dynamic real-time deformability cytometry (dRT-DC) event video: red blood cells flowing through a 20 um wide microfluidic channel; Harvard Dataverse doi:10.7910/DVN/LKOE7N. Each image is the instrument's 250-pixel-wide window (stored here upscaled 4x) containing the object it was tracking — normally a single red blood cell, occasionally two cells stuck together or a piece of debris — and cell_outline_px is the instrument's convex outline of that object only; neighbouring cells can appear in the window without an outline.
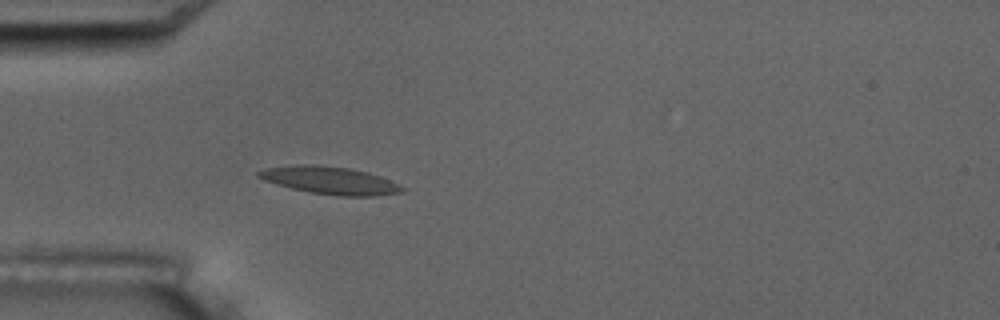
{"species": "common noctule bat (a hibernating species)", "species_latin": "Nyctalus noctula", "temperature_condition": "room temperature", "stored_images_in_passage": 5, "camera_frame_rate_fps": 3000, "um_per_image_px": 0.085, "animal": {"sex": "male", "body_mass_g": 17.5, "forearm_length_mm": 52.3}, "frame": {"image": 1, "passage_image": 5, "time_ms": 4.667, "image_size_px": [1000, 320], "cell_outline_px": [[408, 188], [404, 192], [376, 196], [336, 196], [308, 192], [276, 184], [264, 180], [256, 176], [256, 172], [268, 168], [296, 164], [312, 164], [348, 168], [368, 172], [380, 176], [400, 184]], "centroid_in_image_um": [28.1, 15.34], "position_along_channel_um": 56.9, "area_um2": 23.29}}